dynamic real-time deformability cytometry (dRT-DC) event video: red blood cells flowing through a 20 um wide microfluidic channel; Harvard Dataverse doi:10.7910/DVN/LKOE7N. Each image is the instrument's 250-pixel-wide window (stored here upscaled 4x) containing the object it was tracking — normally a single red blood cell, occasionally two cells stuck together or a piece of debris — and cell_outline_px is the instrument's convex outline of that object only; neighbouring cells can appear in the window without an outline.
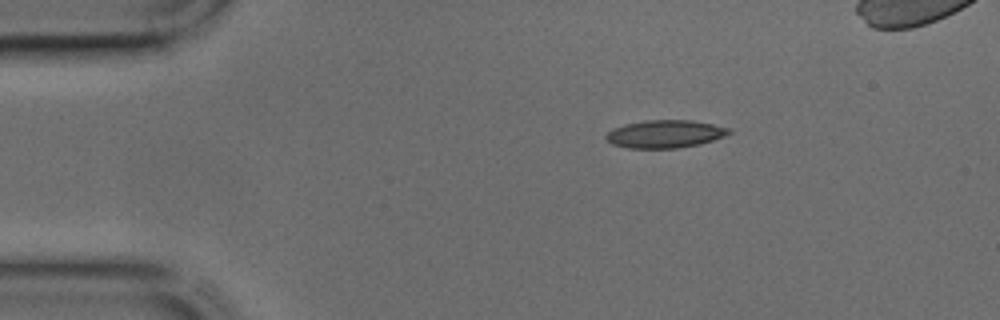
{"species": "common noctule bat (a hibernating species)", "species_latin": "Nyctalus noctula", "temperature_condition": "cold", "stored_images_in_passage": 34, "camera_frame_rate_fps": 3000, "um_per_image_px": 0.085, "animal": {"sex": "male", "body_mass_g": 17.9, "forearm_length_mm": 54.2}, "frame": {"image": 1, "passage_image": 1, "time_ms": 0.0, "image_size_px": [1000, 320], "cell_outline_px": [[732, 132], [724, 136], [700, 144], [676, 148], [628, 148], [612, 144], [604, 136], [612, 128], [624, 124], [644, 120], [692, 120], [732, 128]], "centroid_in_image_um": [56.52, 11.38], "position_along_channel_um": 28.5, "area_um2": 20.0}}
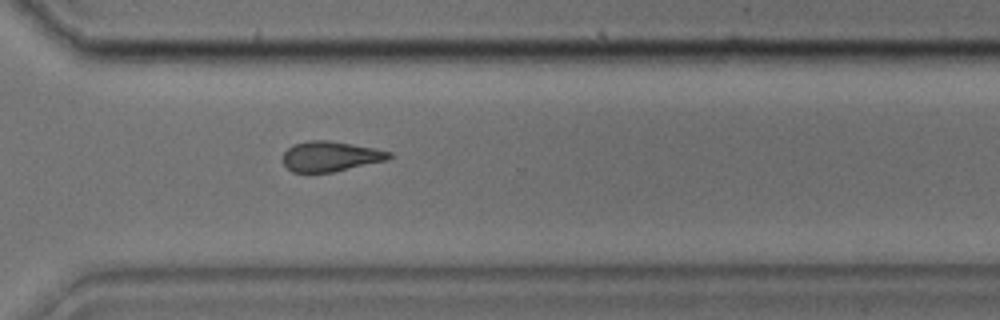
{"frame": {"image": 2, "passage_image": 25, "time_ms": 8.0, "image_size_px": [1000, 320], "cell_outline_px": [[392, 156], [388, 160], [332, 172], [292, 172], [284, 164], [284, 152], [288, 148], [296, 144], [308, 140], [328, 140], [352, 144], [392, 152]], "centroid_in_image_um": [28.1, 13.29], "position_along_channel_um": 342.5, "area_um2": 18.44}}
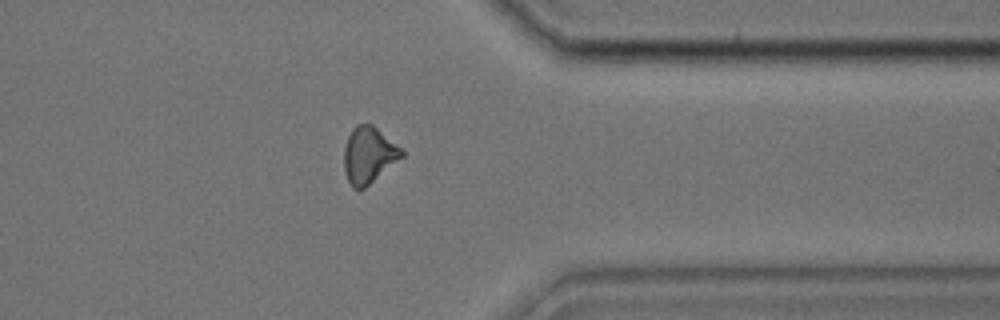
{"frame": {"image": 3, "passage_image": 28, "time_ms": 9.0, "image_size_px": [1000, 320], "cell_outline_px": [[404, 156], [364, 188], [352, 188], [348, 180], [344, 168], [344, 148], [348, 136], [352, 128], [356, 124], [372, 124], [400, 148], [404, 152]], "centroid_in_image_um": [31.32, 13.17], "position_along_channel_um": 380.1, "area_um2": 18.61}}